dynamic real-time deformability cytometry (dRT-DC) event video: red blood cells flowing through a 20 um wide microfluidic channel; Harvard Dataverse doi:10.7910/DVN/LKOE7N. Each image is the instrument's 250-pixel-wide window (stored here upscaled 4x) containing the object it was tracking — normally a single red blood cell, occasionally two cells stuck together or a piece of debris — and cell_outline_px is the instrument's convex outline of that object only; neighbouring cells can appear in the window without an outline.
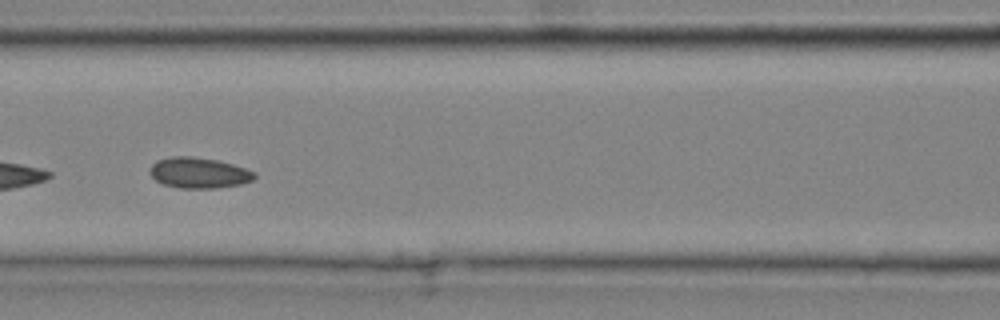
{"species": "common noctule bat (a hibernating species)", "species_latin": "Nyctalus noctula", "temperature_condition": "cold", "stored_images_in_passage": 18, "camera_frame_rate_fps": 3000, "um_per_image_px": 0.085, "animal": {"sex": "male", "body_mass_g": 20.4}, "frame": {"image": 1, "passage_image": 13, "time_ms": 4.0, "image_size_px": [1000, 320], "cell_outline_px": [[256, 176], [252, 180], [240, 184], [216, 188], [180, 188], [164, 184], [156, 180], [148, 172], [152, 164], [156, 160], [172, 156], [192, 156], [216, 160], [232, 164], [256, 172]], "centroid_in_image_um": [16.88, 14.68], "position_along_channel_um": 149.7, "area_um2": 18.67}}